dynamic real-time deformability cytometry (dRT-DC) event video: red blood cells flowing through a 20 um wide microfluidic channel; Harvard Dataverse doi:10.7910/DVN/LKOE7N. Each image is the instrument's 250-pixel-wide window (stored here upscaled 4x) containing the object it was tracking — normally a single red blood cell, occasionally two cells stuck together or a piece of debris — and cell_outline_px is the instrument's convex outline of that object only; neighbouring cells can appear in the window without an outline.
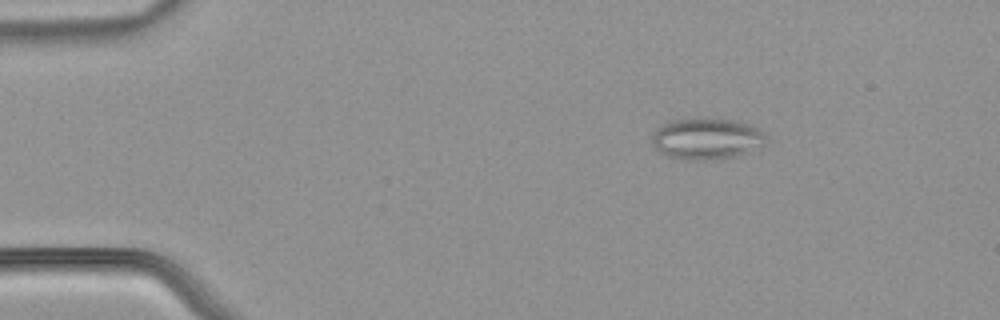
{"species": "common noctule bat (a hibernating species)", "species_latin": "Nyctalus noctula", "temperature_condition": "warm", "stored_images_in_passage": 48, "camera_frame_rate_fps": 3000, "um_per_image_px": 0.085, "animal": {"sex": "male", "body_mass_g": 21.5, "forearm_length_mm": 52.0}, "frame": {"image": 1, "passage_image": 5, "time_ms": 1.333, "image_size_px": [1000, 320], "cell_outline_px": [[768, 136], [764, 144], [748, 152], [736, 156], [704, 160], [692, 160], [668, 156], [660, 152], [652, 144], [652, 136], [656, 128], [668, 120], [696, 116], [712, 116], [732, 120], [748, 124], [760, 128]], "centroid_in_image_um": [60.06, 11.73], "position_along_channel_um": 24.9, "area_um2": 28.21}}
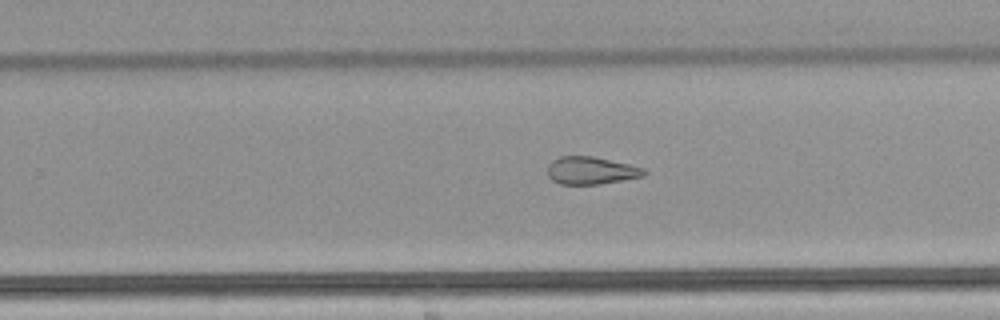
{"frame": {"image": 2, "passage_image": 30, "time_ms": 9.667, "image_size_px": [1000, 320], "cell_outline_px": [[648, 172], [644, 176], [600, 184], [560, 184], [552, 180], [548, 176], [548, 164], [552, 160], [560, 156], [592, 156], [628, 164], [644, 168]], "centroid_in_image_um": [50.23, 14.49], "position_along_channel_um": 279.6, "area_um2": 15.49}}
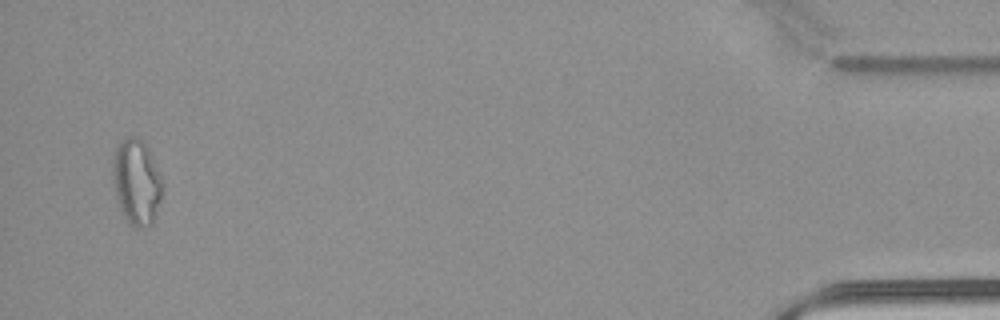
{"frame": {"image": 3, "passage_image": 47, "time_ms": 15.333, "image_size_px": [1000, 320], "cell_outline_px": [[164, 184], [160, 200], [152, 224], [144, 228], [136, 228], [124, 220], [116, 196], [112, 176], [112, 160], [116, 148], [120, 140], [128, 136], [136, 136], [148, 148]], "centroid_in_image_um": [11.59, 15.48], "position_along_channel_um": 423.6, "area_um2": 24.91}, "authors_computed_cell_mechanics": {"area_um2": 20.7213, "velocity_mm_per_s": 3.9924, "shape_relaxation_time_tau1_ms": null, "shape_relaxation_time_tau2_ms": 2.7525, "deformation_change_tau1": null, "deformation_change_tau2": 0.1179}}